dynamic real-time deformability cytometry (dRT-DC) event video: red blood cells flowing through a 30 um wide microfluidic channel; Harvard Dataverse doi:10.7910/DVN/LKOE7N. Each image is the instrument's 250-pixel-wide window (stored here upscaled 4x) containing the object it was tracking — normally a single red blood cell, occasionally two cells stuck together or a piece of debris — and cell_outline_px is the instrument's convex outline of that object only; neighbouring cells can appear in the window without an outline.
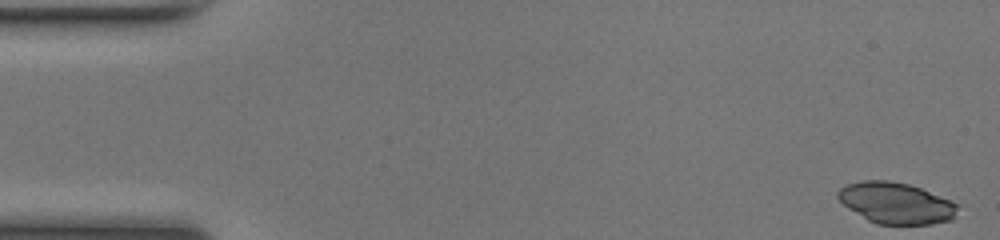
{"species": "common noctule bat (a hibernating species)", "species_latin": "Nyctalus noctula", "temperature_condition": "room temperature", "stored_images_in_passage": 48, "camera_frame_rate_fps": 3000, "um_per_image_px": 0.085, "animal": {"sex": "female", "body_mass_g": 17.0, "forearm_length_mm": 48.0}, "frame": {"image": 1, "passage_image": 1, "time_ms": 0.0, "image_size_px": [1000, 240], "cell_outline_px": [[956, 208], [952, 220], [932, 224], [876, 224], [868, 220], [848, 208], [836, 196], [836, 192], [840, 188], [848, 184], [864, 180], [888, 180], [908, 184], [920, 188], [948, 200], [956, 204]], "centroid_in_image_um": [76.11, 17.26], "position_along_channel_um": 8.9, "area_um2": 28.32}}